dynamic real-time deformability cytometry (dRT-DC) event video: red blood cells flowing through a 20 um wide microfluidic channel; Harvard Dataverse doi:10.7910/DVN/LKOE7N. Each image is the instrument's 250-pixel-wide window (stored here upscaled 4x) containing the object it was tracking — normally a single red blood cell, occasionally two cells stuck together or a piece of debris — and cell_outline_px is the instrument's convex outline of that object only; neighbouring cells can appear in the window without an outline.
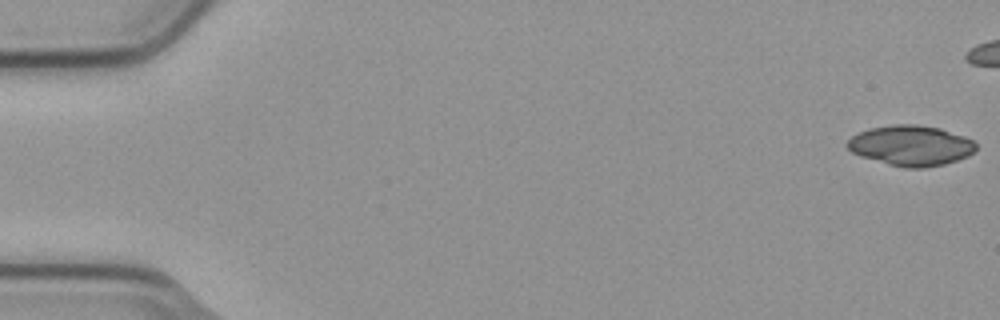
{"species": "common noctule bat (a hibernating species)", "species_latin": "Nyctalus noctula", "temperature_condition": "cold", "stored_images_in_passage": 44, "camera_frame_rate_fps": 3000, "um_per_image_px": 0.085, "animal": {"sex": "male", "body_mass_g": 23.1, "forearm_length_mm": 52.7}, "frame": {"image": 1, "passage_image": 1, "time_ms": 0.0, "image_size_px": [1000, 320], "cell_outline_px": [[976, 148], [968, 156], [944, 164], [924, 168], [904, 168], [888, 164], [860, 156], [852, 152], [848, 148], [848, 140], [852, 136], [868, 128], [896, 124], [916, 124], [940, 128], [964, 136], [972, 140], [976, 144]], "centroid_in_image_um": [77.42, 12.37], "position_along_channel_um": 7.6, "area_um2": 30.11}}